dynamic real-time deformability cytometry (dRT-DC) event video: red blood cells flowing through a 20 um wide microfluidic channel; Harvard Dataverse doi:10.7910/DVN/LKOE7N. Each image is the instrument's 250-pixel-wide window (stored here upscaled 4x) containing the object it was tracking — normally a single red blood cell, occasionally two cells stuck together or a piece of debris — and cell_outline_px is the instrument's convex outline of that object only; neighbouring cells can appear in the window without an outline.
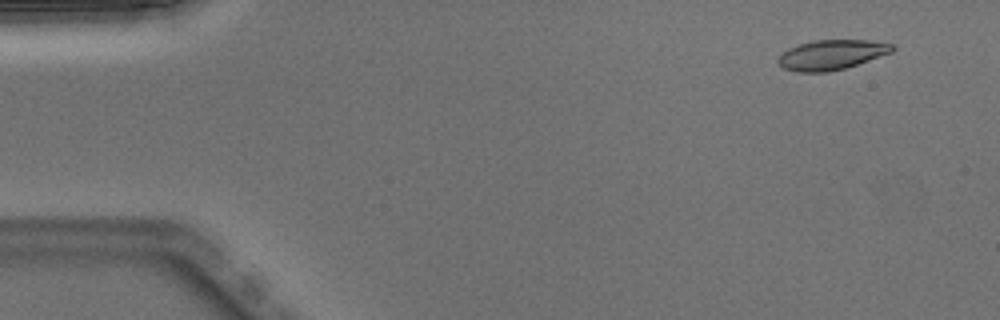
{"species": "Egyptian fruit bat (a non-hibernating species)", "species_latin": "Rousettus aegyptiacus", "temperature_condition": "warm", "stored_images_in_passage": 50, "camera_frame_rate_fps": 3000, "um_per_image_px": 0.085, "animal": {"sex": "male"}, "frame": {"image": 1, "passage_image": 4, "time_ms": 1.0, "image_size_px": [1000, 320], "cell_outline_px": [[896, 48], [892, 52], [844, 68], [828, 72], [796, 72], [784, 68], [776, 60], [788, 48], [812, 40], [868, 40], [892, 44]], "centroid_in_image_um": [70.67, 4.65], "position_along_channel_um": 14.3, "area_um2": 19.65}}
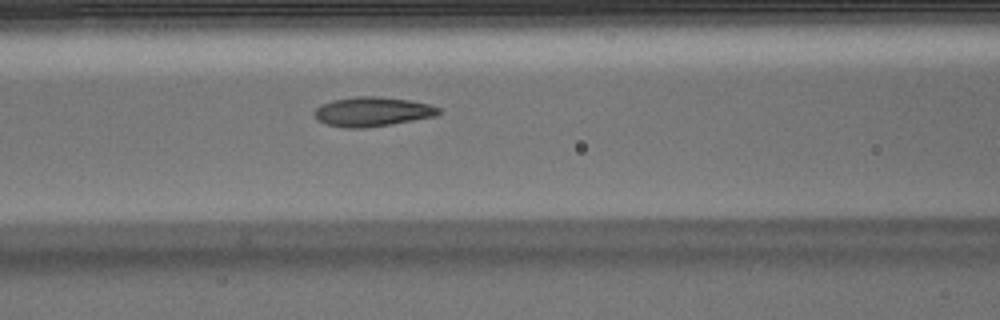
{"frame": {"image": 2, "passage_image": 21, "time_ms": 6.667, "image_size_px": [1000, 320], "cell_outline_px": [[444, 112], [436, 116], [392, 124], [364, 128], [344, 128], [324, 124], [316, 120], [312, 112], [320, 104], [332, 100], [356, 96], [380, 96], [412, 100], [428, 104], [440, 108]], "centroid_in_image_um": [31.63, 9.49], "position_along_channel_um": 135.0, "area_um2": 21.79}}
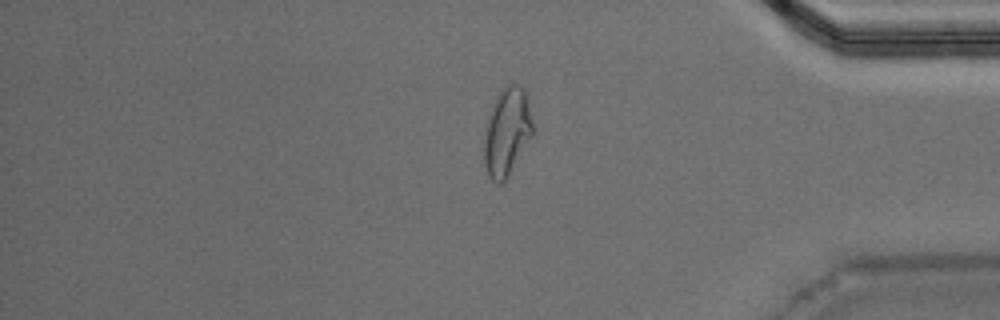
{"frame": {"image": 3, "passage_image": 42, "time_ms": 13.667, "image_size_px": [1000, 320], "cell_outline_px": [[532, 136], [508, 176], [500, 184], [496, 184], [488, 176], [484, 164], [484, 132], [488, 116], [492, 104], [496, 96], [508, 84], [520, 84], [528, 92], [532, 120]], "centroid_in_image_um": [43.09, 11.18], "position_along_channel_um": 392.1, "area_um2": 25.2}, "authors_computed_cell_mechanics": {"area_um2": 20.7791, "velocity_mm_per_s": 4.0175, "shape_relaxation_time_tau1_ms": 5.5564, "shape_relaxation_time_tau2_ms": 1.3556, "deformation_change_tau1": 0.1987, "deformation_change_tau2": 0.0771}}